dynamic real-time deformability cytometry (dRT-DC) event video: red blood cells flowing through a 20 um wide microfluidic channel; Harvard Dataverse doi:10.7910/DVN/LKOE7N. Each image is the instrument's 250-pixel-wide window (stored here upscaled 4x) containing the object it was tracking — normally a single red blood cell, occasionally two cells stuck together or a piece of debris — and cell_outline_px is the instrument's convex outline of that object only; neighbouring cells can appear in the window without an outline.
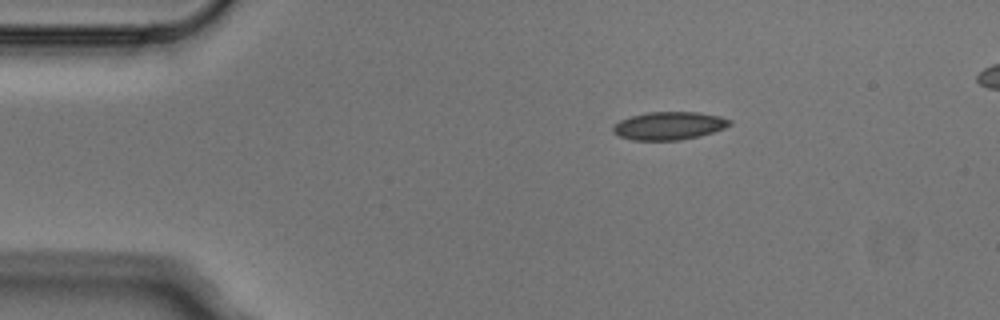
{"species": "Egyptian fruit bat (a non-hibernating species)", "species_latin": "Rousettus aegyptiacus", "temperature_condition": "cold", "stored_images_in_passage": 5, "camera_frame_rate_fps": 3000, "um_per_image_px": 0.085, "animal": {"sex": "male"}, "frame": {"image": 1, "passage_image": 1, "time_ms": 0.0, "image_size_px": [1000, 320], "cell_outline_px": [[732, 124], [724, 128], [700, 136], [680, 140], [632, 140], [620, 136], [612, 132], [612, 128], [620, 120], [632, 116], [648, 112], [700, 112], [720, 116], [732, 120]], "centroid_in_image_um": [56.89, 10.69], "position_along_channel_um": 28.1, "area_um2": 19.02}}
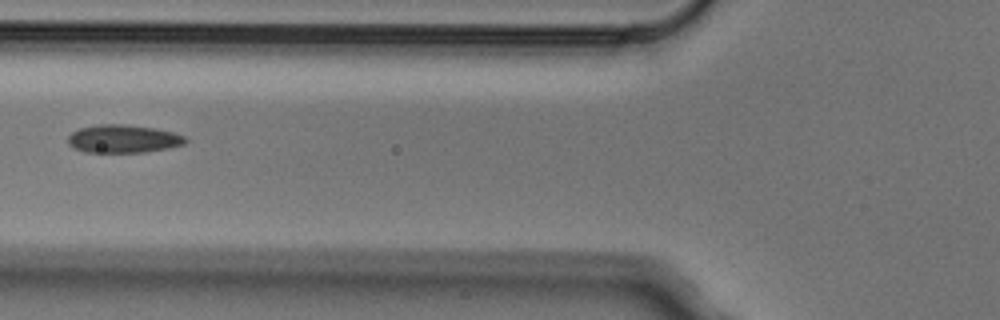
{"frame": {"image": 2, "passage_image": 4, "time_ms": 1.0, "image_size_px": [1000, 320], "cell_outline_px": [[188, 140], [184, 144], [168, 148], [144, 152], [84, 152], [72, 148], [68, 144], [68, 136], [72, 132], [80, 128], [96, 124], [128, 124], [156, 128], [172, 132], [184, 136]], "centroid_in_image_um": [10.45, 11.79], "position_along_channel_um": 115.4, "area_um2": 19.36}}
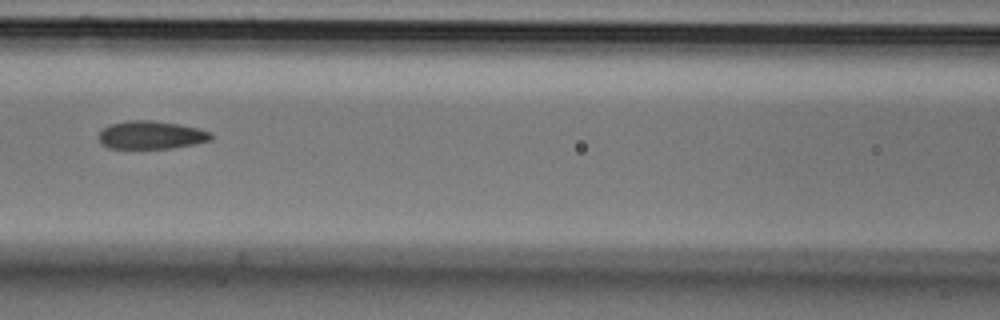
{"frame": {"image": 3, "passage_image": 5, "time_ms": 1.333, "image_size_px": [1000, 320], "cell_outline_px": [[212, 140], [196, 144], [172, 148], [108, 148], [100, 144], [96, 136], [108, 124], [128, 120], [152, 120], [200, 128], [212, 132]], "centroid_in_image_um": [12.83, 11.48], "position_along_channel_um": 153.8, "area_um2": 18.67}}